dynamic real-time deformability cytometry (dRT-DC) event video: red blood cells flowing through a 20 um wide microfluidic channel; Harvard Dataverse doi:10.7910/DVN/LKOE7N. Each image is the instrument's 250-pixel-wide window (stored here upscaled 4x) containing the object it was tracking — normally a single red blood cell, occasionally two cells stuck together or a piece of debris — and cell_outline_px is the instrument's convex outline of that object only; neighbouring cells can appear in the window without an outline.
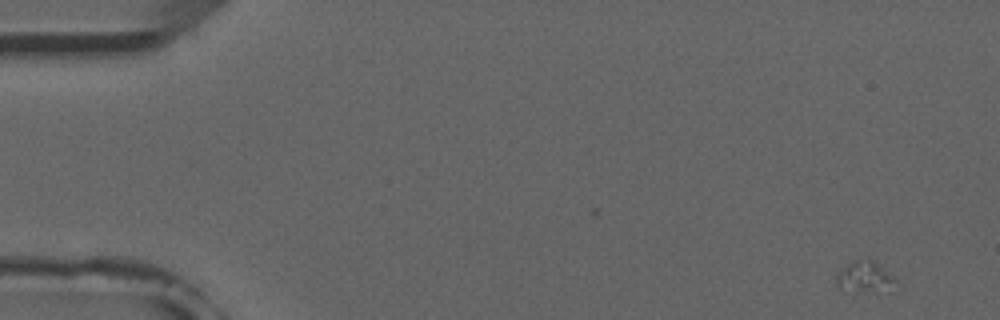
{"species": "common noctule bat (a hibernating species)", "species_latin": "Nyctalus noctula", "temperature_condition": "room temperature", "stored_images_in_passage": 3, "camera_frame_rate_fps": 3000, "um_per_image_px": 0.085, "animal": {"sex": "male", "forearm_length_mm": 52.5}, "frame": {"image": 1, "passage_image": 1, "time_ms": 0.0, "image_size_px": [1000, 320], "cell_outline_px": [[896, 280], [888, 292], [840, 288], [836, 284], [836, 272], [840, 268], [856, 260], [872, 260]], "centroid_in_image_um": [73.46, 23.53], "position_along_channel_um": 11.5, "area_um2": 10.17}}